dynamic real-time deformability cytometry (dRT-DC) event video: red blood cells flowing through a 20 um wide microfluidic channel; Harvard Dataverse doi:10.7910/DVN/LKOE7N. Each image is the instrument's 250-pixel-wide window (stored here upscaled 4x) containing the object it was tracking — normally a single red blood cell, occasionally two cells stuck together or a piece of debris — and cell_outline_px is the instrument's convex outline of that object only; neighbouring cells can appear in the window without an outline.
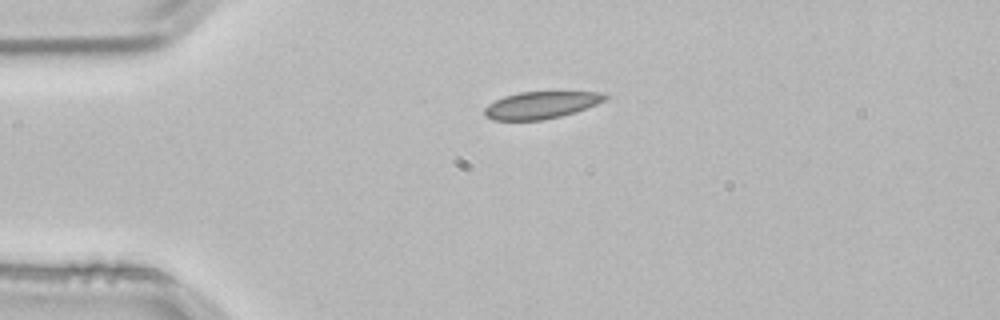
{"species": "common noctule bat (a hibernating species)", "species_latin": "Nyctalus noctula", "temperature_condition": "room temperature", "stored_images_in_passage": 2, "camera_frame_rate_fps": 3000, "um_per_image_px": 0.085, "animal": {"sex": "male", "body_mass_g": 21.5, "forearm_length_mm": 52.0}, "frame": {"image": 1, "passage_image": 1, "time_ms": 0.0, "image_size_px": [1000, 320], "cell_outline_px": [[608, 96], [604, 100], [588, 108], [576, 112], [560, 116], [540, 120], [492, 120], [484, 116], [484, 108], [488, 104], [504, 96], [520, 92], [604, 92]], "centroid_in_image_um": [45.97, 8.93], "position_along_channel_um": 39.0, "area_um2": 19.02}}
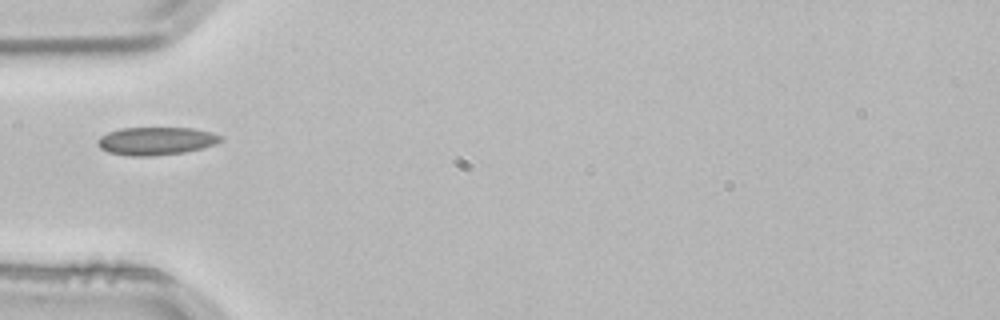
{"frame": {"image": 2, "passage_image": 2, "time_ms": 0.333, "image_size_px": [1000, 320], "cell_outline_px": [[224, 140], [216, 144], [184, 152], [152, 156], [132, 156], [108, 152], [100, 148], [96, 144], [96, 140], [100, 136], [108, 132], [120, 128], [192, 128], [212, 132], [224, 136]], "centroid_in_image_um": [13.27, 11.98], "position_along_channel_um": 71.7, "area_um2": 20.17}}